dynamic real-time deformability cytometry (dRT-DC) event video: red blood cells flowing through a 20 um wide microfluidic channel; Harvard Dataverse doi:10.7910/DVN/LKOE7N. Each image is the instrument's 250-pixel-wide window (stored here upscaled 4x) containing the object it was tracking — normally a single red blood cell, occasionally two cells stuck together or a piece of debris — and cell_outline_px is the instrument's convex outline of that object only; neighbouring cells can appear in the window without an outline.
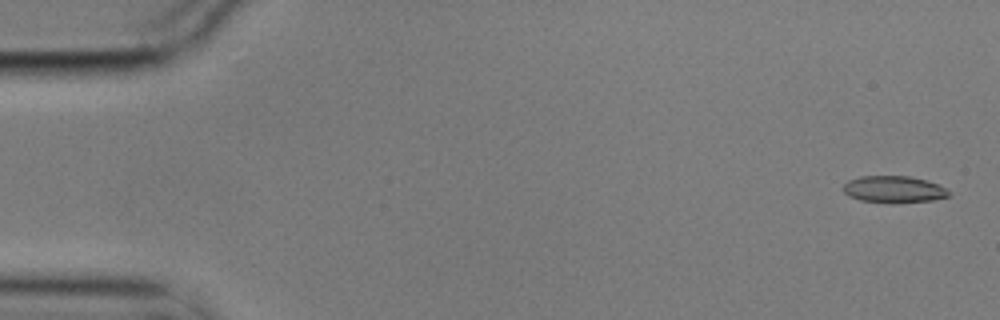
{"species": "common noctule bat (a hibernating species)", "species_latin": "Nyctalus noctula", "temperature_condition": "cold", "stored_images_in_passage": 5, "camera_frame_rate_fps": 3000, "um_per_image_px": 0.085, "animal": {"sex": "male", "body_mass_g": 17.9}, "frame": {"image": 1, "passage_image": 1, "time_ms": 0.0, "image_size_px": [1000, 320], "cell_outline_px": [[948, 196], [932, 200], [896, 204], [892, 204], [860, 200], [848, 196], [844, 192], [844, 184], [848, 180], [860, 176], [908, 176], [924, 180], [936, 184], [944, 188], [948, 192]], "centroid_in_image_um": [75.91, 16.11], "position_along_channel_um": 9.1, "area_um2": 16.47}}
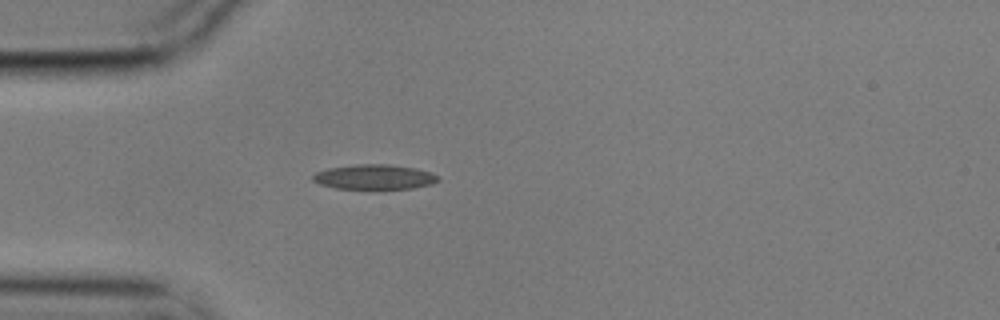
{"frame": {"image": 2, "passage_image": 5, "time_ms": 1.333, "image_size_px": [1000, 320], "cell_outline_px": [[440, 180], [432, 184], [412, 188], [336, 188], [320, 184], [312, 180], [312, 176], [316, 172], [328, 168], [356, 164], [388, 164], [416, 168], [432, 172], [440, 176]], "centroid_in_image_um": [31.86, 15.02], "position_along_channel_um": 53.1, "area_um2": 18.09}}